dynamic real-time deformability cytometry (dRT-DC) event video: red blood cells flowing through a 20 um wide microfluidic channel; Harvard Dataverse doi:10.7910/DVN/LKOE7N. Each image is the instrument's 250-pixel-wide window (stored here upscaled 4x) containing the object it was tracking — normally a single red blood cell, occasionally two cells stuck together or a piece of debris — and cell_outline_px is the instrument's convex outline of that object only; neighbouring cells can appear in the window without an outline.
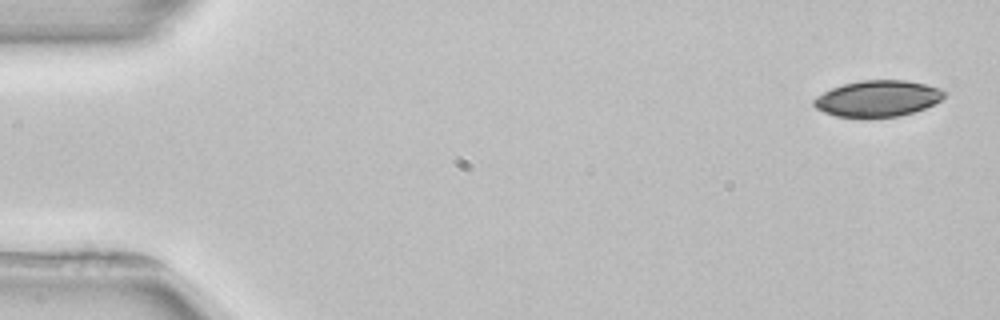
{"species": "common noctule bat (a hibernating species)", "species_latin": "Nyctalus noctula", "temperature_condition": "room temperature", "stored_images_in_passage": 4, "segment_of_instrument_passage": [1, 2], "camera_frame_rate_fps": 3000, "um_per_image_px": 0.085, "animal": {"sex": "female", "body_mass_g": 22.7, "forearm_length_mm": 54.2}, "frame": {"image": 1, "passage_image": 1, "time_ms": 0.0, "image_size_px": [1000, 320], "cell_outline_px": [[948, 92], [940, 100], [924, 108], [900, 116], [836, 116], [824, 112], [816, 108], [812, 104], [812, 100], [816, 96], [832, 88], [844, 84], [860, 80], [904, 80], [924, 84], [940, 88]], "centroid_in_image_um": [74.59, 8.35], "position_along_channel_um": 10.4, "area_um2": 27.11}}